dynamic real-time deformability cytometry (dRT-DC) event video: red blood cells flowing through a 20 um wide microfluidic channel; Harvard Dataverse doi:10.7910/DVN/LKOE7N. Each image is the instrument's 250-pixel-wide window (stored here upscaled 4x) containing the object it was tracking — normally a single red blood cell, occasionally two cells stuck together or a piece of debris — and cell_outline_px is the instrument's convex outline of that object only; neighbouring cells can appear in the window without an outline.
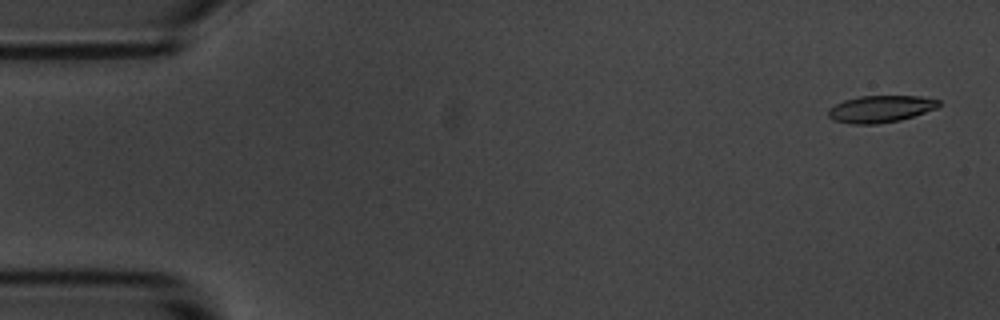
{"species": "common noctule bat (a hibernating species)", "species_latin": "Nyctalus noctula", "temperature_condition": "room temperature", "stored_images_in_passage": 52, "camera_frame_rate_fps": 3000, "um_per_image_px": 0.085, "animal": {"sex": "male", "body_mass_g": 20.1, "forearm_length_mm": 53.5}, "frame": {"image": 1, "passage_image": 2, "time_ms": 0.333, "image_size_px": [1000, 320], "cell_outline_px": [[940, 104], [936, 108], [900, 120], [876, 124], [852, 124], [832, 120], [828, 116], [828, 108], [844, 100], [860, 96], [920, 96], [940, 100]], "centroid_in_image_um": [74.81, 9.26], "position_along_channel_um": 10.2, "area_um2": 17.28}}
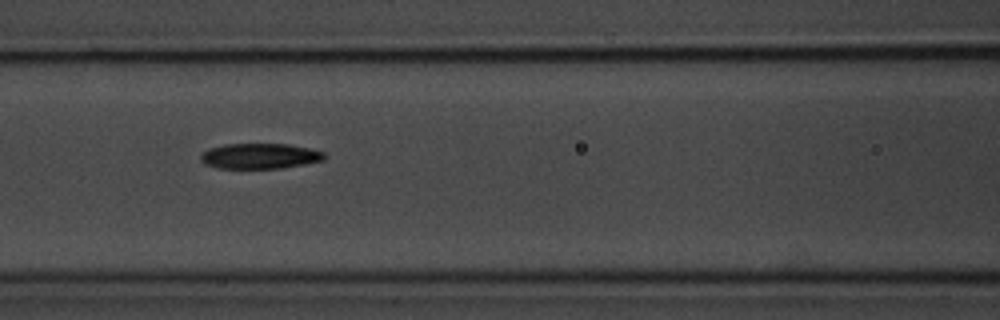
{"frame": {"image": 2, "passage_image": 24, "time_ms": 7.667, "image_size_px": [1000, 320], "cell_outline_px": [[328, 156], [324, 160], [304, 164], [280, 168], [216, 168], [204, 164], [200, 160], [200, 156], [208, 148], [224, 144], [288, 144], [308, 148], [324, 152]], "centroid_in_image_um": [22.08, 13.26], "position_along_channel_um": 144.5, "area_um2": 18.38}}
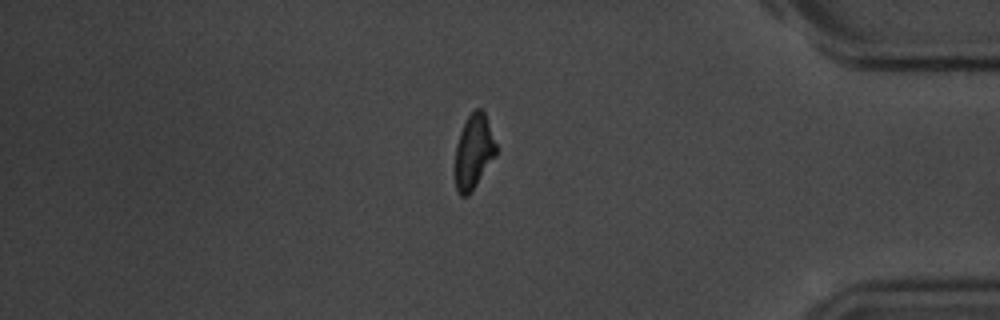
{"frame": {"image": 3, "passage_image": 48, "time_ms": 15.667, "image_size_px": [1000, 320], "cell_outline_px": [[496, 156], [472, 192], [468, 196], [460, 196], [456, 188], [452, 172], [456, 144], [460, 132], [468, 116], [476, 108], [480, 108], [484, 112], [496, 144]], "centroid_in_image_um": [40.21, 12.97], "position_along_channel_um": 395.0, "area_um2": 18.26}, "authors_computed_cell_mechanics": {"area_um2": 18.5249, "velocity_mm_per_s": 3.5074, "shape_relaxation_time_tau1_ms": 3.4911, "shape_relaxation_time_tau2_ms": 3.0395, "deformation_change_tau1": 0.151, "deformation_change_tau2": 0.0968}}